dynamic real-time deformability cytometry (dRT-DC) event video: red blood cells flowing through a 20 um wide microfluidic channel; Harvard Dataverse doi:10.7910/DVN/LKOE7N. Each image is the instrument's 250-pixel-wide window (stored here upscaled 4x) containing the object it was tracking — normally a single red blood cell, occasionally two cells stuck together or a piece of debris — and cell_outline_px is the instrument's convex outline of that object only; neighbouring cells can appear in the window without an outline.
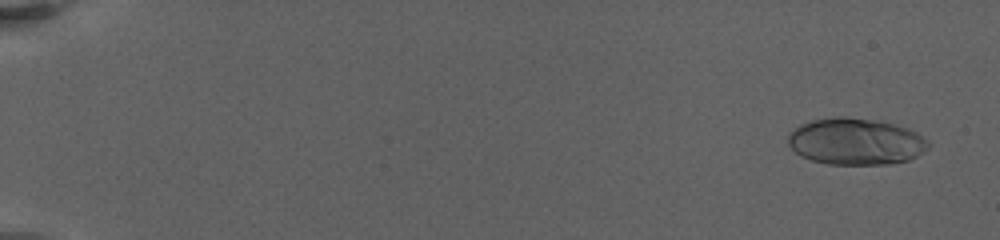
{"species": "human", "species_latin": "Homo sapiens", "temperature_condition": "warm", "stored_images_in_passage": 63, "camera_frame_rate_fps": 3000, "um_per_image_px": 0.085, "donor": {"sex": "female"}, "frame": {"image": 1, "passage_image": 4, "time_ms": 1.0, "image_size_px": [1000, 240], "cell_outline_px": [[928, 148], [916, 156], [908, 160], [888, 164], [828, 164], [812, 160], [800, 156], [788, 144], [788, 136], [796, 128], [812, 120], [836, 116], [872, 120], [892, 124], [916, 132], [928, 140]], "centroid_in_image_um": [72.73, 12.04], "position_along_channel_um": 12.3, "area_um2": 37.51}}
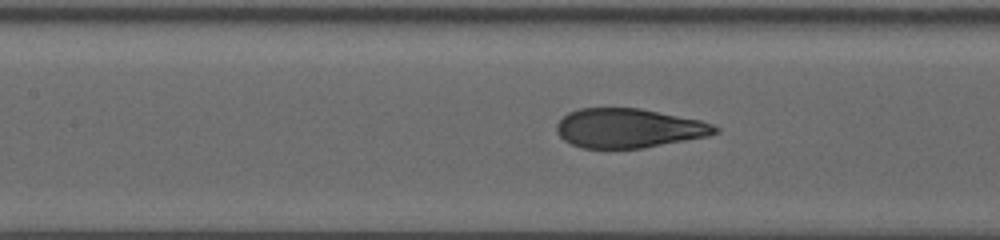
{"frame": {"image": 2, "passage_image": 36, "time_ms": 11.333, "image_size_px": [1000, 240], "cell_outline_px": [[720, 132], [708, 136], [644, 148], [584, 148], [572, 144], [564, 140], [556, 132], [556, 124], [568, 112], [580, 108], [640, 108], [700, 120], [712, 124], [720, 128]], "centroid_in_image_um": [53.45, 10.89], "position_along_channel_um": 153.9, "area_um2": 36.3}}
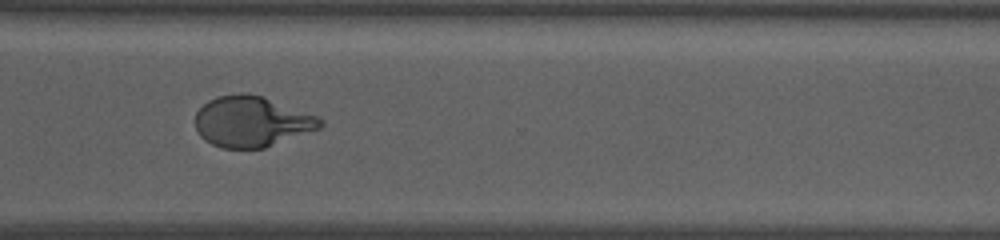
{"frame": {"image": 3, "passage_image": 62, "time_ms": 17.667, "image_size_px": [1000, 240], "cell_outline_px": [[324, 124], [320, 128], [264, 148], [220, 148], [204, 140], [200, 136], [196, 128], [196, 112], [208, 100], [216, 96], [240, 92], [248, 92], [320, 116], [324, 120]], "centroid_in_image_um": [21.39, 10.32], "position_along_channel_um": 349.2, "area_um2": 36.99}}